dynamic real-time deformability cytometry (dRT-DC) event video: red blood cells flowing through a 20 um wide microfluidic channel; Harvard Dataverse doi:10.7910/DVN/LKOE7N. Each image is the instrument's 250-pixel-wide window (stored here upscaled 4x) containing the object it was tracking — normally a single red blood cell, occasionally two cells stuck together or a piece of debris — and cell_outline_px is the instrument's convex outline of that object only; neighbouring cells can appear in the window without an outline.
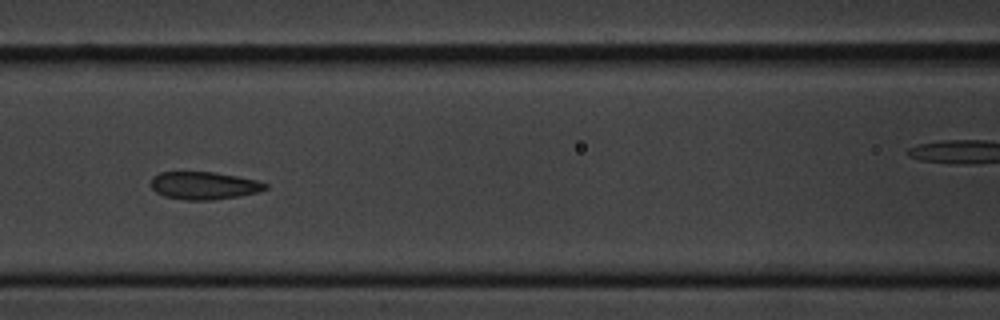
{"species": "common noctule bat (a hibernating species)", "species_latin": "Nyctalus noctula", "temperature_condition": "cold", "stored_images_in_passage": 9, "segment_of_instrument_passage": [1, 2], "camera_frame_rate_fps": 3000, "um_per_image_px": 0.085, "animal": {"sex": "male", "body_mass_g": 20.1, "forearm_length_mm": 53.5}, "frame": {"image": 1, "passage_image": 6, "time_ms": 6.0, "image_size_px": [1000, 320], "cell_outline_px": [[268, 188], [260, 192], [240, 196], [212, 200], [184, 200], [164, 196], [156, 192], [152, 188], [152, 176], [160, 172], [212, 172], [236, 176], [256, 180], [268, 184]], "centroid_in_image_um": [17.35, 15.78], "position_along_channel_um": 149.2, "area_um2": 18.5}}
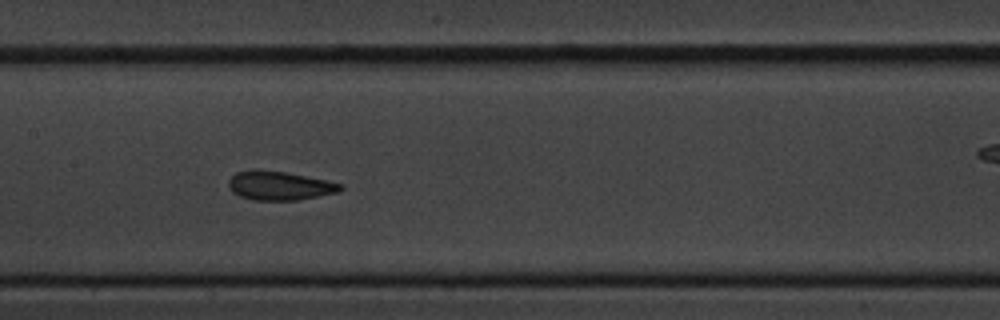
{"frame": {"image": 2, "passage_image": 7, "time_ms": 7.0, "image_size_px": [1000, 320], "cell_outline_px": [[344, 188], [336, 192], [300, 200], [252, 200], [240, 196], [232, 192], [228, 188], [228, 180], [236, 172], [252, 168], [256, 168], [284, 172], [328, 180], [344, 184]], "centroid_in_image_um": [23.73, 15.77], "position_along_channel_um": 183.7, "area_um2": 19.13}}
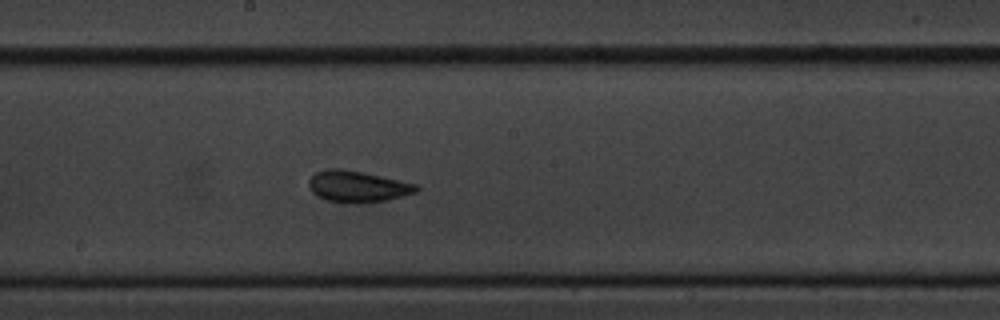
{"frame": {"image": 3, "passage_image": 8, "time_ms": 8.0, "image_size_px": [1000, 320], "cell_outline_px": [[420, 188], [416, 192], [404, 196], [384, 200], [356, 204], [344, 204], [328, 200], [316, 196], [312, 192], [308, 184], [308, 180], [316, 172], [328, 168], [336, 168], [360, 172], [420, 184]], "centroid_in_image_um": [30.39, 15.87], "position_along_channel_um": 217.8, "area_um2": 19.77}}